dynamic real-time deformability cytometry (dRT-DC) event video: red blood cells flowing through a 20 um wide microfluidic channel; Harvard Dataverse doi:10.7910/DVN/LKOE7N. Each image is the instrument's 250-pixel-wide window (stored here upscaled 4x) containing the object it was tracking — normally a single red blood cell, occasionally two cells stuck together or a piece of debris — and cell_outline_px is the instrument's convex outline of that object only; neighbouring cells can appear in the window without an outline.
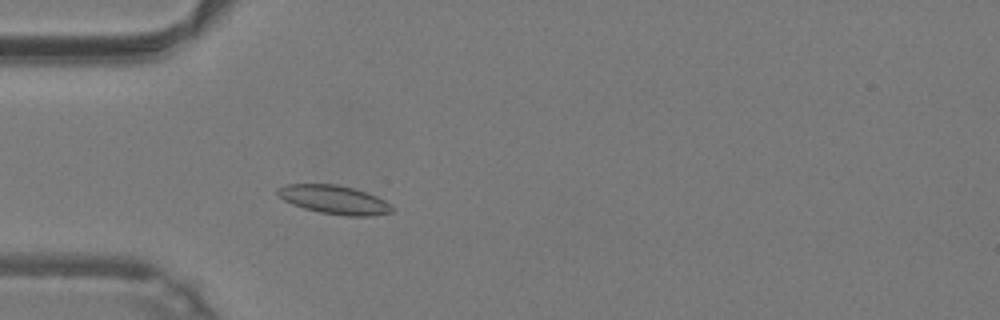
{"species": "common noctule bat (a hibernating species)", "species_latin": "Nyctalus noctula", "temperature_condition": "warm", "stored_images_in_passage": 39, "camera_frame_rate_fps": 3000, "um_per_image_px": 0.085, "animal": {"sex": "male", "body_mass_g": 19.2, "forearm_length_mm": 51.8}, "frame": {"image": 1, "passage_image": 5, "time_ms": 1.333, "image_size_px": [1000, 320], "cell_outline_px": [[396, 208], [392, 212], [372, 216], [344, 216], [320, 212], [304, 208], [292, 204], [284, 200], [276, 192], [276, 188], [284, 184], [336, 184], [352, 188], [376, 196], [392, 204]], "centroid_in_image_um": [28.42, 16.98], "position_along_channel_um": 56.6, "area_um2": 19.19}}
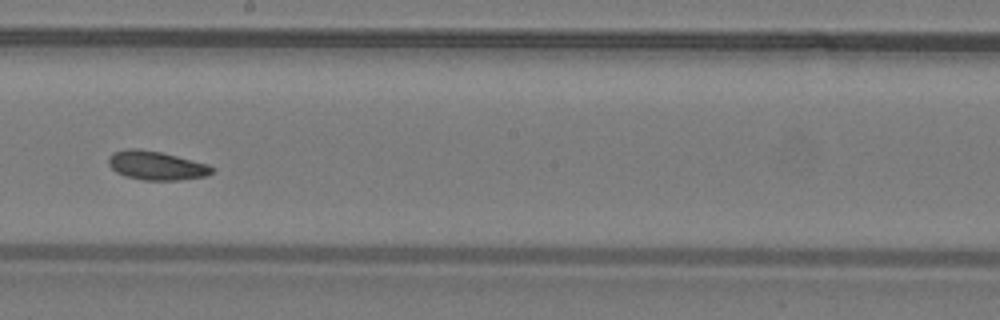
{"frame": {"image": 2, "passage_image": 18, "time_ms": 5.667, "image_size_px": [1000, 320], "cell_outline_px": [[212, 172], [204, 176], [180, 180], [144, 180], [124, 176], [116, 172], [108, 164], [108, 156], [112, 152], [128, 148], [140, 148], [160, 152], [208, 164], [212, 168]], "centroid_in_image_um": [13.21, 14.06], "position_along_channel_um": 235.0, "area_um2": 17.34}}
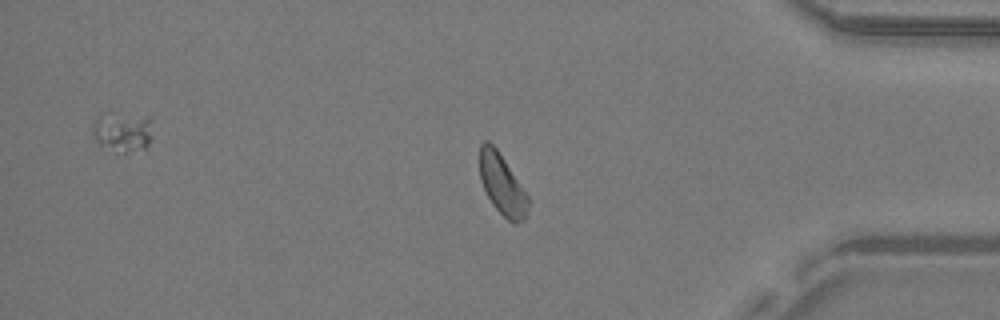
{"frame": {"image": 3, "passage_image": 31, "time_ms": 10.0, "image_size_px": [1000, 320], "cell_outline_px": [[528, 216], [524, 220], [516, 224], [508, 220], [492, 204], [480, 180], [480, 144], [484, 140], [488, 140], [496, 148], [528, 196]], "centroid_in_image_um": [42.68, 15.71], "position_along_channel_um": 392.5, "area_um2": 16.88}, "authors_computed_cell_mechanics": {"area_um2": 17.34, "velocity_mm_per_s": 4.2541, "shape_relaxation_time_tau1_ms": 4.9733, "shape_relaxation_time_tau2_ms": 5.2954, "deformation_change_tau1": 0.1039, "deformation_change_tau2": 0.1076}}